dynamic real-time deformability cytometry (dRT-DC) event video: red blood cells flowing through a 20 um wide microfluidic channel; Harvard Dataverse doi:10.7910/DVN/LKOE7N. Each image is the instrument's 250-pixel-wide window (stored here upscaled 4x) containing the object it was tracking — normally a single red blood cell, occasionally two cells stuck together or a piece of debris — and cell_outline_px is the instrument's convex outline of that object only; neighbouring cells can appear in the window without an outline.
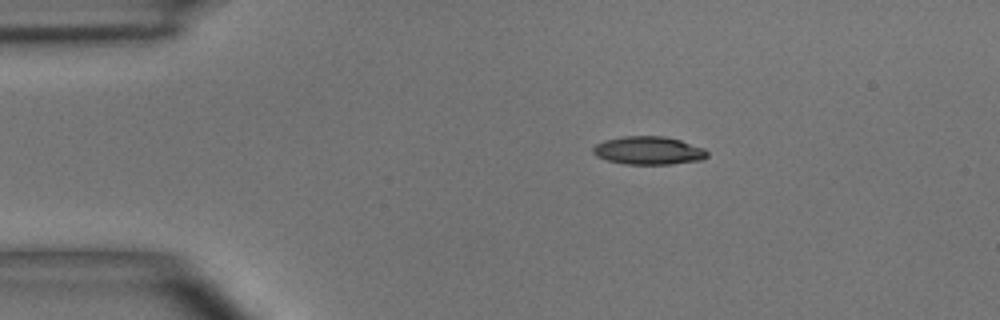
{"species": "common noctule bat (a hibernating species)", "species_latin": "Nyctalus noctula", "temperature_condition": "room temperature", "stored_images_in_passage": 4, "camera_frame_rate_fps": 3000, "um_per_image_px": 0.085, "animal": {"sex": "male", "body_mass_g": 15.6}, "frame": {"image": 1, "passage_image": 1, "time_ms": 0.0, "image_size_px": [1000, 320], "cell_outline_px": [[708, 156], [700, 160], [672, 164], [624, 164], [608, 160], [596, 156], [592, 152], [592, 148], [596, 144], [604, 140], [620, 136], [664, 136], [680, 140], [704, 148], [708, 152]], "centroid_in_image_um": [55.11, 12.79], "position_along_channel_um": 29.9, "area_um2": 18.79}}
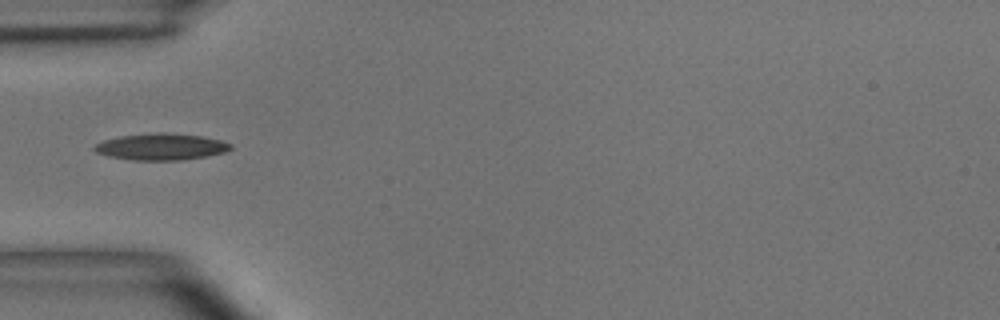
{"frame": {"image": 2, "passage_image": 3, "time_ms": 2.333, "image_size_px": [1000, 320], "cell_outline_px": [[232, 148], [224, 152], [204, 156], [180, 160], [132, 160], [108, 156], [96, 152], [92, 148], [96, 144], [104, 140], [120, 136], [160, 132], [200, 136], [220, 140], [232, 144]], "centroid_in_image_um": [13.66, 12.47], "position_along_channel_um": 71.3, "area_um2": 20.81}}
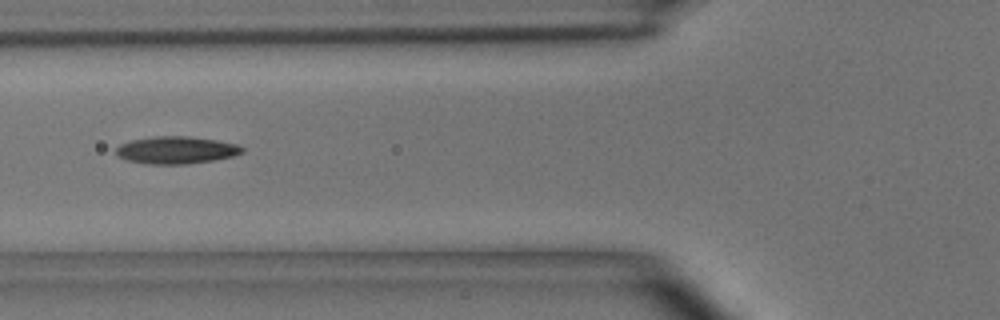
{"frame": {"image": 3, "passage_image": 4, "time_ms": 3.333, "image_size_px": [1000, 320], "cell_outline_px": [[244, 152], [232, 156], [212, 160], [184, 164], [144, 164], [128, 160], [116, 156], [116, 148], [120, 144], [132, 140], [156, 136], [188, 136], [216, 140], [236, 144], [244, 148]], "centroid_in_image_um": [14.95, 12.76], "position_along_channel_um": 110.8, "area_um2": 20.0}}